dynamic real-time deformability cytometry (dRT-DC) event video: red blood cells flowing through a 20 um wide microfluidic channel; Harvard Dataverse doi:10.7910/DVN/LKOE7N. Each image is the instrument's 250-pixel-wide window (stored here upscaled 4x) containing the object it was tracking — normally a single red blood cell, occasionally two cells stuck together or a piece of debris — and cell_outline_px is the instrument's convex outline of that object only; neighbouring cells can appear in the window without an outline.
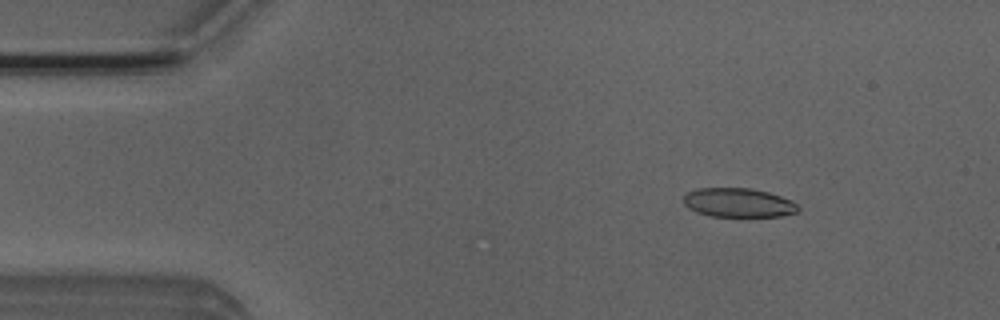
{"species": "Egyptian fruit bat (a non-hibernating species)", "species_latin": "Rousettus aegyptiacus", "temperature_condition": "room temperature", "stored_images_in_passage": 51, "camera_frame_rate_fps": 3000, "um_per_image_px": 0.085, "animal": {"sex": "male"}, "frame": {"image": 1, "passage_image": 7, "time_ms": 2.0, "image_size_px": [1000, 320], "cell_outline_px": [[800, 208], [796, 212], [780, 216], [708, 216], [696, 212], [688, 208], [684, 204], [684, 196], [688, 192], [700, 188], [752, 188], [768, 192], [792, 200]], "centroid_in_image_um": [62.75, 17.22], "position_along_channel_um": 22.2, "area_um2": 19.36}}
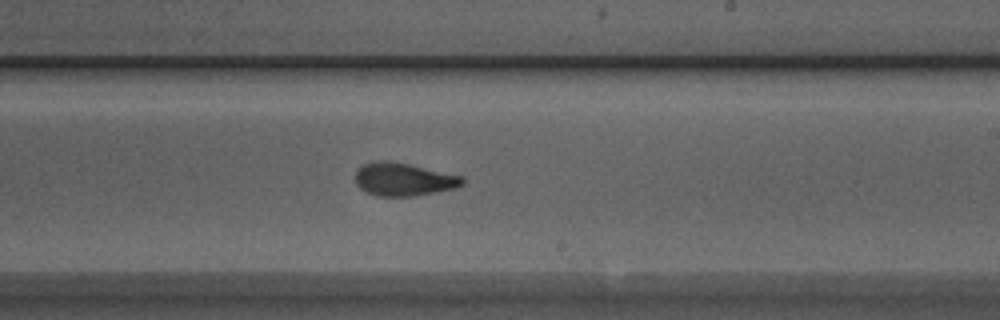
{"frame": {"image": 2, "passage_image": 30, "time_ms": 9.667, "image_size_px": [1000, 320], "cell_outline_px": [[464, 184], [456, 188], [412, 196], [376, 196], [360, 188], [356, 184], [356, 172], [364, 164], [372, 160], [388, 160], [408, 164], [464, 176]], "centroid_in_image_um": [34.31, 15.24], "position_along_channel_um": 254.7, "area_um2": 20.58}}
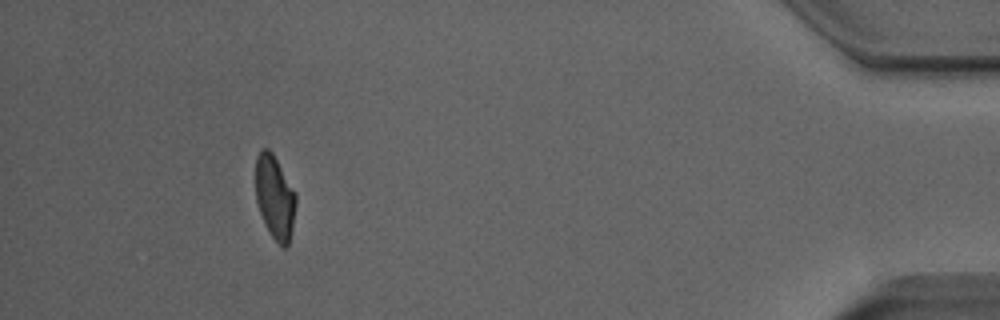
{"frame": {"image": 3, "passage_image": 47, "time_ms": 15.333, "image_size_px": [1000, 320], "cell_outline_px": [[296, 204], [292, 228], [288, 248], [284, 248], [272, 236], [264, 224], [256, 200], [256, 156], [260, 148], [268, 148], [272, 152], [296, 192]], "centroid_in_image_um": [23.36, 16.74], "position_along_channel_um": 411.8, "area_um2": 19.71}, "authors_computed_cell_mechanics": {"area_um2": 20.6346, "velocity_mm_per_s": 3.97, "shape_relaxation_time_tau1_ms": 4.4438, "shape_relaxation_time_tau2_ms": 1.4902, "deformation_change_tau1": 0.1424, "deformation_change_tau2": 0.0776}}